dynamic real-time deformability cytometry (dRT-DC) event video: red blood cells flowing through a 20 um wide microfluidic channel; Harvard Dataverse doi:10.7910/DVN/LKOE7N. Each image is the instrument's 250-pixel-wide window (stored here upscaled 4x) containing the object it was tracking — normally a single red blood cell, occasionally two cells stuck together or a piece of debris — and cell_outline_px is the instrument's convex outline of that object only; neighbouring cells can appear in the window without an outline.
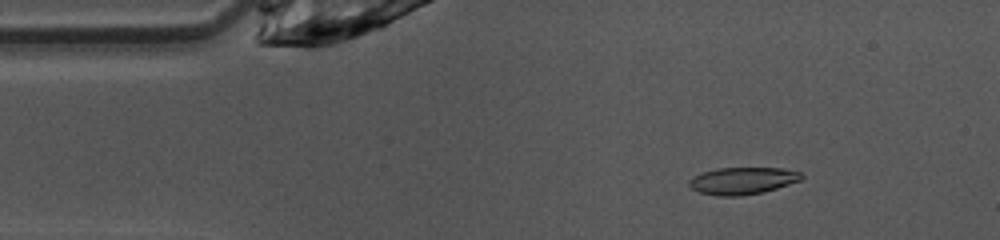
{"species": "common noctule bat (a hibernating species)", "species_latin": "Nyctalus noctula", "temperature_condition": "warm", "stored_images_in_passage": 47, "camera_frame_rate_fps": 3000, "um_per_image_px": 0.085, "animal": {"sex": "female", "body_mass_g": 10.0, "forearm_length_mm": 53.1}, "frame": {"image": 1, "passage_image": 6, "time_ms": 1.667, "image_size_px": [1000, 240], "cell_outline_px": [[804, 176], [800, 180], [764, 192], [740, 196], [720, 196], [700, 192], [692, 188], [688, 184], [688, 180], [704, 172], [716, 168], [780, 168], [800, 172]], "centroid_in_image_um": [63.12, 15.36], "position_along_channel_um": 21.9, "area_um2": 17.51}}
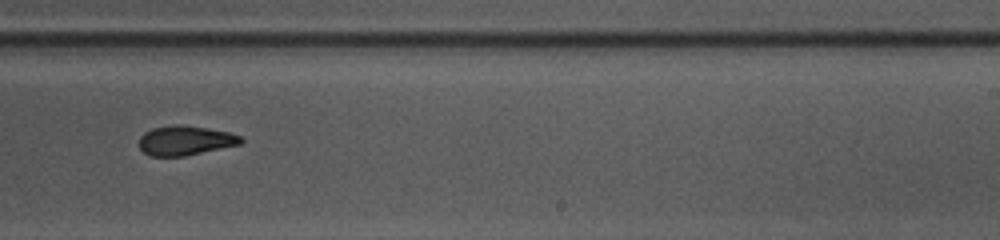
{"frame": {"image": 2, "passage_image": 28, "time_ms": 9.0, "image_size_px": [1000, 240], "cell_outline_px": [[244, 140], [240, 144], [184, 156], [152, 156], [144, 152], [140, 148], [140, 136], [144, 132], [152, 128], [172, 124], [180, 124], [208, 128], [228, 132], [240, 136]], "centroid_in_image_um": [15.73, 11.93], "position_along_channel_um": 273.3, "area_um2": 17.46}}
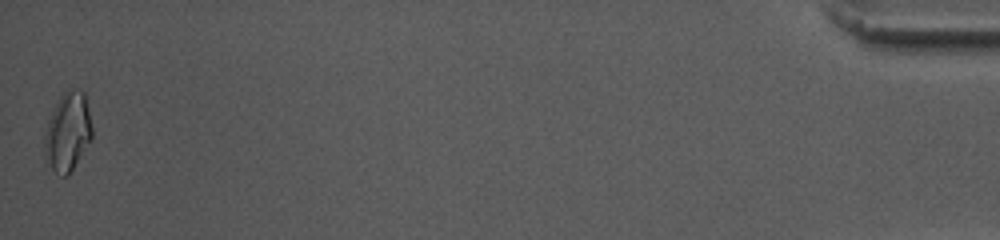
{"frame": {"image": 3, "passage_image": 47, "time_ms": 15.333, "image_size_px": [1000, 240], "cell_outline_px": [[92, 140], [68, 176], [64, 176], [56, 172], [52, 168], [48, 160], [44, 148], [44, 136], [48, 120], [60, 96], [68, 88], [72, 88], [84, 92], [92, 128]], "centroid_in_image_um": [5.77, 11.2], "position_along_channel_um": 429.4, "area_um2": 21.56}, "authors_computed_cell_mechanics": {"area_um2": 17.8024, "velocity_mm_per_s": 4.0993, "shape_relaxation_time_tau1_ms": 3.9691, "shape_relaxation_time_tau2_ms": null, "deformation_change_tau1": 0.1652, "deformation_change_tau2": null}}